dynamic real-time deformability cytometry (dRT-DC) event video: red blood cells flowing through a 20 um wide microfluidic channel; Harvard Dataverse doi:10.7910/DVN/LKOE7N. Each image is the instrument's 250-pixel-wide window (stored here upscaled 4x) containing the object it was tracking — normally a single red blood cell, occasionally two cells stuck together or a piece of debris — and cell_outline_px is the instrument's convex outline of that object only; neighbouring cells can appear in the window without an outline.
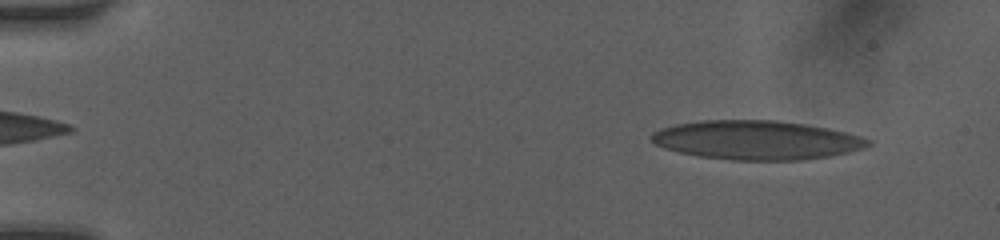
{"species": "human", "species_latin": "Homo sapiens", "temperature_condition": "room temperature", "stored_images_in_passage": 50, "camera_frame_rate_fps": 3000, "um_per_image_px": 0.085, "donor": {"sex": "female"}, "frame": {"image": 1, "passage_image": 4, "time_ms": 1.0, "image_size_px": [1000, 240], "cell_outline_px": [[872, 144], [864, 148], [848, 152], [828, 156], [800, 160], [732, 160], [700, 156], [680, 152], [664, 148], [656, 144], [648, 136], [652, 132], [660, 128], [676, 124], [700, 120], [776, 120], [804, 124], [828, 128], [860, 136], [872, 140]], "centroid_in_image_um": [64.29, 11.9], "position_along_channel_um": 20.7, "area_um2": 49.25}}
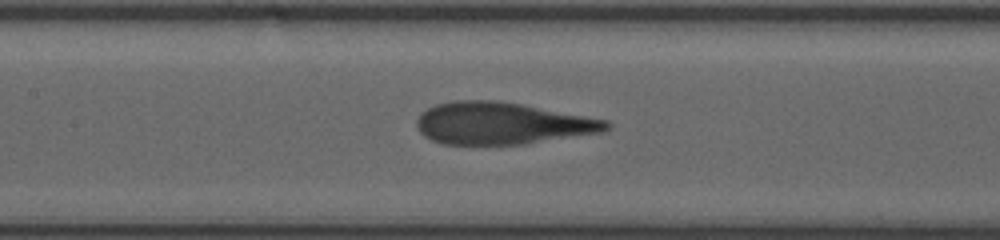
{"frame": {"image": 2, "passage_image": 23, "time_ms": 7.333, "image_size_px": [1000, 240], "cell_outline_px": [[612, 128], [604, 132], [524, 144], [444, 144], [432, 140], [424, 136], [420, 132], [416, 124], [416, 120], [420, 112], [436, 104], [452, 100], [496, 100], [520, 104], [608, 120], [612, 124]], "centroid_in_image_um": [42.67, 10.48], "position_along_channel_um": 164.7, "area_um2": 46.53}}
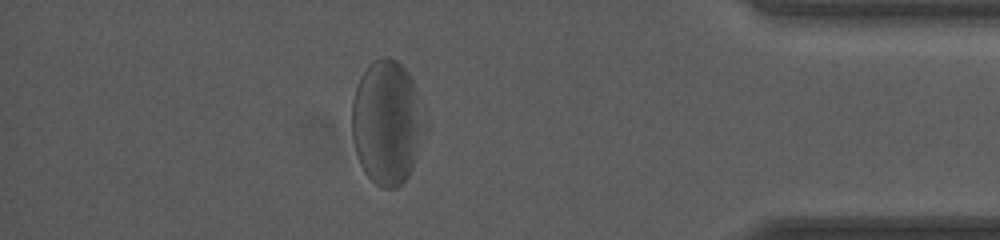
{"frame": {"image": 3, "passage_image": 43, "time_ms": 14.0, "image_size_px": [1000, 240], "cell_outline_px": [[428, 132], [412, 168], [408, 176], [396, 188], [384, 188], [376, 184], [364, 172], [360, 164], [352, 140], [352, 100], [360, 76], [368, 64], [372, 60], [380, 56], [384, 56], [396, 60], [408, 72], [416, 88], [428, 120]], "centroid_in_image_um": [32.94, 10.4], "position_along_channel_um": 402.3, "area_um2": 53.93}, "authors_computed_cell_mechanics": {"area_um2": 48.9566, "velocity_mm_per_s": 4.0376, "shape_relaxation_time_tau1_ms": 4.9919, "shape_relaxation_time_tau2_ms": 0.8164, "deformation_change_tau1": 0.2054, "deformation_change_tau2": 0.0799}}